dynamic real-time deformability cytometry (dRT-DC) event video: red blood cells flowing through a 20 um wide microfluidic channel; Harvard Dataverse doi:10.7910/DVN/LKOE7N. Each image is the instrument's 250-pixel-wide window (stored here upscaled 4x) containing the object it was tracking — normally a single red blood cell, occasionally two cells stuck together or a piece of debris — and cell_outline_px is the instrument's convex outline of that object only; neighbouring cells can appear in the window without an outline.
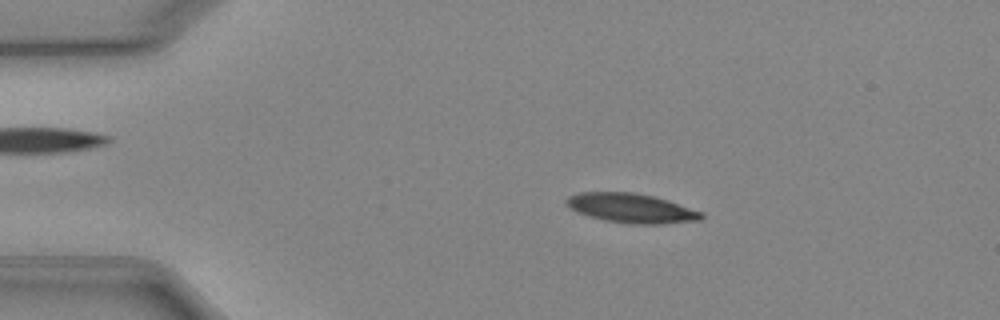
{"species": "Egyptian fruit bat (a non-hibernating species)", "species_latin": "Rousettus aegyptiacus", "temperature_condition": "cold", "stored_images_in_passage": 49, "camera_frame_rate_fps": 3000, "um_per_image_px": 0.085, "animal": {"sex": "female"}, "frame": {"image": 1, "passage_image": 8, "time_ms": 2.333, "image_size_px": [1000, 320], "cell_outline_px": [[704, 216], [700, 220], [664, 224], [628, 224], [604, 220], [580, 212], [572, 208], [564, 200], [568, 196], [580, 192], [632, 192], [652, 196], [668, 200], [704, 212]], "centroid_in_image_um": [53.72, 17.69], "position_along_channel_um": 31.3, "area_um2": 23.0}}
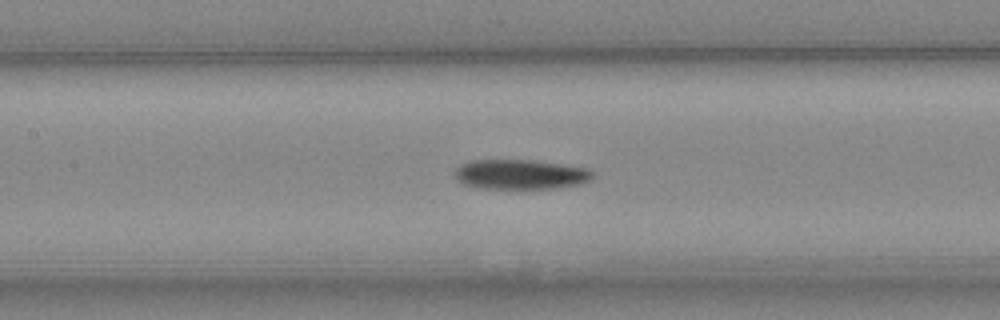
{"frame": {"image": 2, "passage_image": 22, "time_ms": 7.0, "image_size_px": [1000, 320], "cell_outline_px": [[596, 176], [592, 180], [580, 184], [556, 188], [480, 188], [464, 184], [456, 180], [456, 168], [460, 164], [472, 160], [536, 160], [564, 164], [588, 168]], "centroid_in_image_um": [44.29, 14.81], "position_along_channel_um": 163.1, "area_um2": 24.1}}
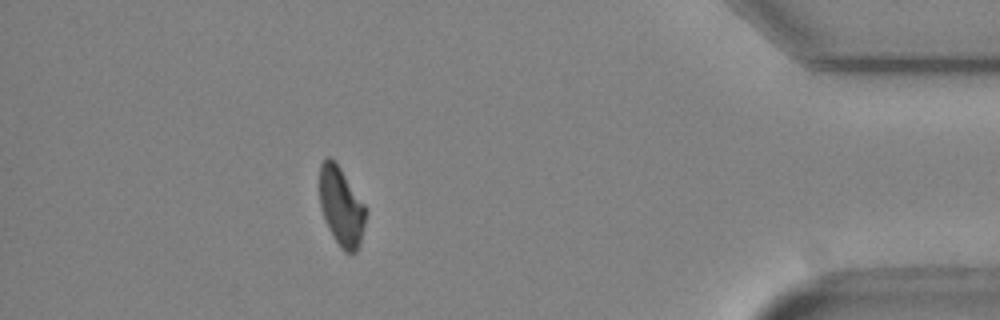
{"frame": {"image": 3, "passage_image": 44, "time_ms": 14.333, "image_size_px": [1000, 320], "cell_outline_px": [[364, 224], [360, 244], [356, 252], [344, 252], [340, 248], [328, 228], [320, 204], [320, 164], [328, 156], [336, 160], [364, 204]], "centroid_in_image_um": [28.99, 17.53], "position_along_channel_um": 406.2, "area_um2": 20.92}, "authors_computed_cell_mechanics": {"area_um2": 23.3512, "velocity_mm_per_s": 3.9426, "shape_relaxation_time_tau1_ms": 6.8718, "shape_relaxation_time_tau2_ms": null, "deformation_change_tau1": 0.1507, "deformation_change_tau2": null}}